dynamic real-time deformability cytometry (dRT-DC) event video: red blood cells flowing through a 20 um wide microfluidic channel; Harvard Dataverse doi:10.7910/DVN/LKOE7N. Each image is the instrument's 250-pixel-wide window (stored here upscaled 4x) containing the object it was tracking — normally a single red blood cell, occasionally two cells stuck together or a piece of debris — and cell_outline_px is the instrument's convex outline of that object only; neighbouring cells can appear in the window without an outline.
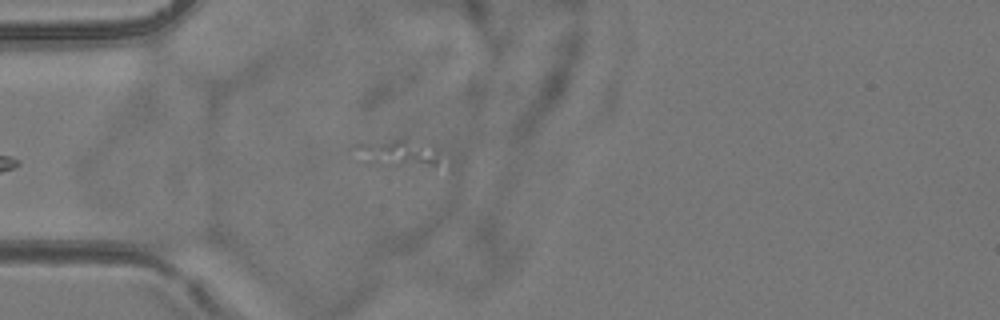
{"species": "common noctule bat (a hibernating species)", "species_latin": "Nyctalus noctula", "temperature_condition": "room temperature", "stored_images_in_passage": 6, "camera_frame_rate_fps": 3000, "um_per_image_px": 0.085, "animal": {"sex": "female", "body_mass_g": 24.6, "forearm_length_mm": 56.2}, "frame": {"image": 1, "passage_image": 6, "time_ms": 6.0, "image_size_px": [1000, 320], "cell_outline_px": [[440, 164], [428, 164], [372, 160], [356, 144], [396, 140], [404, 140], [432, 144], [440, 148]], "centroid_in_image_um": [34.21, 12.9], "position_along_channel_um": 50.8, "area_um2": 11.04}}